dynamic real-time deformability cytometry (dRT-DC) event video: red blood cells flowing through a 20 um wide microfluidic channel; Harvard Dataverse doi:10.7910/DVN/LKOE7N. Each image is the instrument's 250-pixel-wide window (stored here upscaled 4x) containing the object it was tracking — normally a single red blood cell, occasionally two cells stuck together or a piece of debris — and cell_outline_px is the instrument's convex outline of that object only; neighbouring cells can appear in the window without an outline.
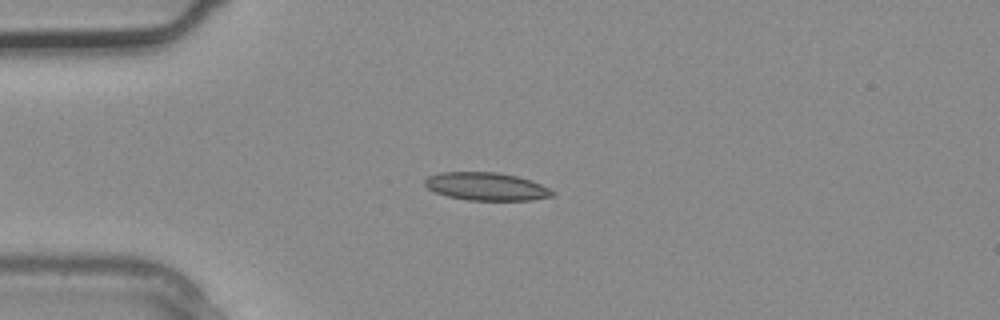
{"species": "common noctule bat (a hibernating species)", "species_latin": "Nyctalus noctula", "temperature_condition": "warm", "stored_images_in_passage": 3, "camera_frame_rate_fps": 3000, "um_per_image_px": 0.085, "animal": {"sex": "male", "body_mass_g": 20.4}, "frame": {"image": 1, "passage_image": 3, "time_ms": 0.667, "image_size_px": [1000, 320], "cell_outline_px": [[556, 196], [532, 200], [468, 200], [448, 196], [436, 192], [428, 188], [424, 184], [424, 180], [428, 176], [440, 172], [496, 172], [516, 176], [532, 180], [556, 192]], "centroid_in_image_um": [41.37, 15.85], "position_along_channel_um": 43.6, "area_um2": 20.81}}